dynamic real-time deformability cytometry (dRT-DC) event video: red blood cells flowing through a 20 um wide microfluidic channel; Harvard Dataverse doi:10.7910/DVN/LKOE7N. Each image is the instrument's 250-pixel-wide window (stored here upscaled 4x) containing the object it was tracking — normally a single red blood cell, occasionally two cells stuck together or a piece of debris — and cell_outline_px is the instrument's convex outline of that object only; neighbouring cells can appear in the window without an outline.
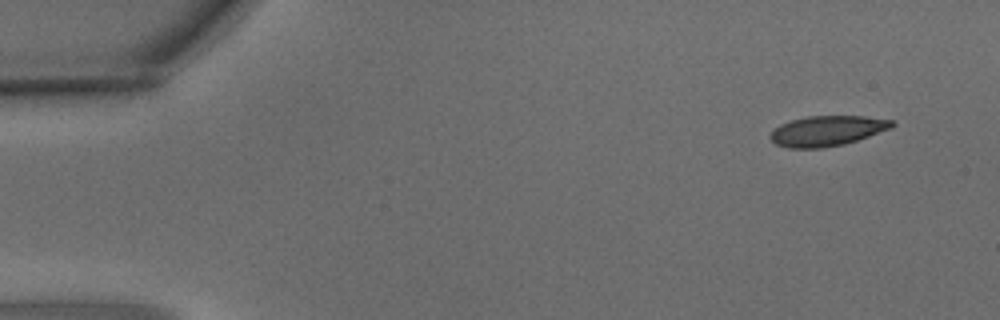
{"species": "common noctule bat (a hibernating species)", "species_latin": "Nyctalus noctula", "temperature_condition": "warm", "stored_images_in_passage": 4, "camera_frame_rate_fps": 3000, "um_per_image_px": 0.085, "animal": {"sex": "male", "body_mass_g": 15.6}, "frame": {"image": 1, "passage_image": 1, "time_ms": 0.0, "image_size_px": [1000, 320], "cell_outline_px": [[896, 124], [892, 128], [844, 144], [820, 148], [788, 148], [776, 144], [768, 136], [780, 124], [792, 120], [808, 116], [864, 116], [892, 120]], "centroid_in_image_um": [70.31, 11.12], "position_along_channel_um": 14.7, "area_um2": 21.27}}
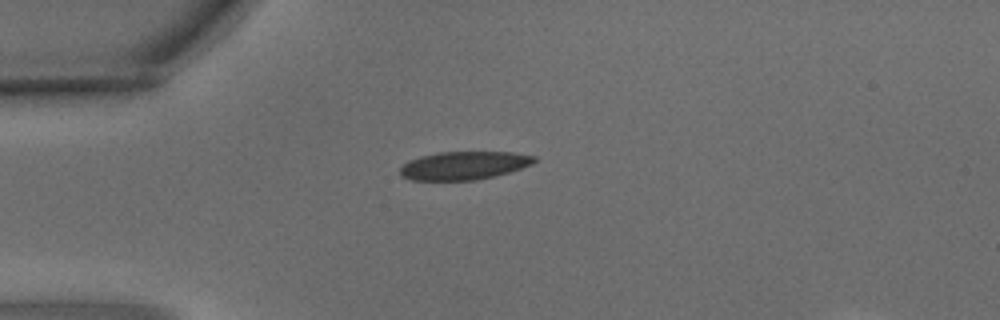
{"frame": {"image": 2, "passage_image": 4, "time_ms": 1.0, "image_size_px": [1000, 320], "cell_outline_px": [[536, 160], [532, 164], [508, 172], [476, 180], [412, 180], [400, 176], [400, 168], [408, 160], [420, 156], [440, 152], [512, 152], [536, 156]], "centroid_in_image_um": [39.4, 14.06], "position_along_channel_um": 45.6, "area_um2": 21.96}}